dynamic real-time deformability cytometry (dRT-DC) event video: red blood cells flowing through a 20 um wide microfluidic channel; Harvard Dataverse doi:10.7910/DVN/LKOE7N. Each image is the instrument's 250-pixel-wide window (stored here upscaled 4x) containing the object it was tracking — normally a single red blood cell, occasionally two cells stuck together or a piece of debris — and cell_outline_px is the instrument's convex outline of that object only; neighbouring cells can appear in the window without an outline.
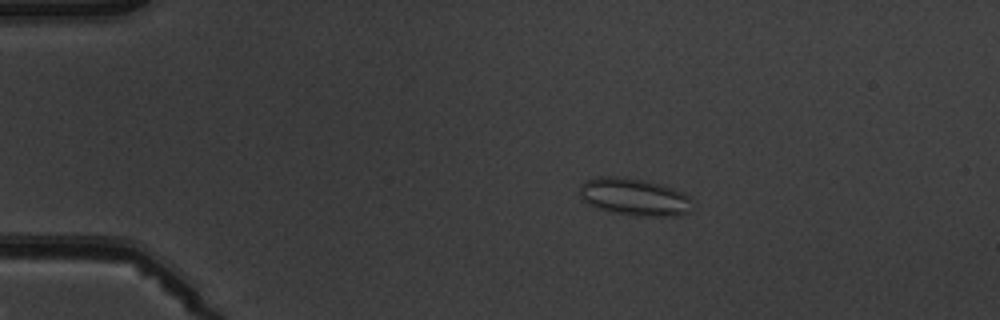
{"species": "common noctule bat (a hibernating species)", "species_latin": "Nyctalus noctula", "temperature_condition": "warm", "stored_images_in_passage": 5, "camera_frame_rate_fps": 3000, "um_per_image_px": 0.085, "animal": {"sex": "male", "body_mass_g": 19.5, "forearm_length_mm": 54.6}, "frame": {"image": 1, "passage_image": 3, "time_ms": 2.667, "image_size_px": [1000, 320], "cell_outline_px": [[692, 212], [676, 216], [636, 216], [612, 212], [588, 204], [580, 196], [580, 184], [584, 180], [596, 176], [624, 176], [644, 180], [660, 184], [672, 188], [688, 196]], "centroid_in_image_um": [53.88, 16.73], "position_along_channel_um": 31.1, "area_um2": 24.62}}